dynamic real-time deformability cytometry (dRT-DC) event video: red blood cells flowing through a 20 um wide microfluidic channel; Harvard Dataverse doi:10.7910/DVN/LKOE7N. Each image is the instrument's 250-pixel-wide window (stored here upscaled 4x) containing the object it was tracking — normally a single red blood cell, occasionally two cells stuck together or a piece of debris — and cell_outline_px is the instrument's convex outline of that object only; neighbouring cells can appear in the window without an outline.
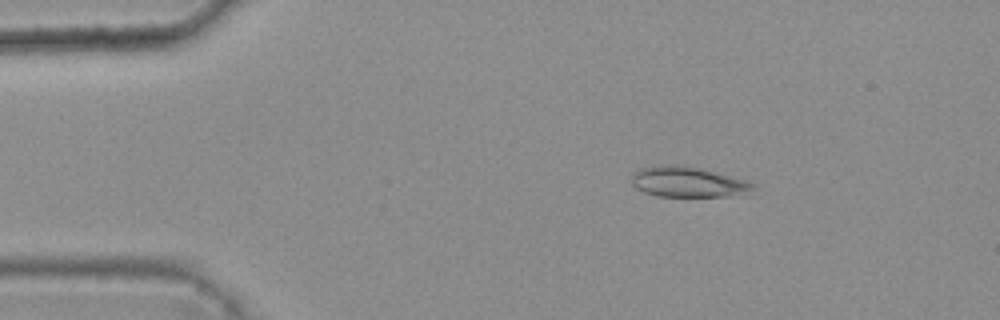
{"species": "common noctule bat (a hibernating species)", "species_latin": "Nyctalus noctula", "temperature_condition": "warm", "stored_images_in_passage": 46, "camera_frame_rate_fps": 3000, "um_per_image_px": 0.085, "animal": {"sex": "female", "body_mass_g": 25.1}, "frame": {"image": 1, "passage_image": 9, "time_ms": 2.667, "image_size_px": [1000, 320], "cell_outline_px": [[756, 184], [752, 188], [724, 196], [660, 196], [644, 192], [636, 188], [632, 184], [632, 172], [640, 168], [660, 164], [676, 164], [700, 168], [744, 180]], "centroid_in_image_um": [58.32, 15.43], "position_along_channel_um": 26.7, "area_um2": 20.98}}
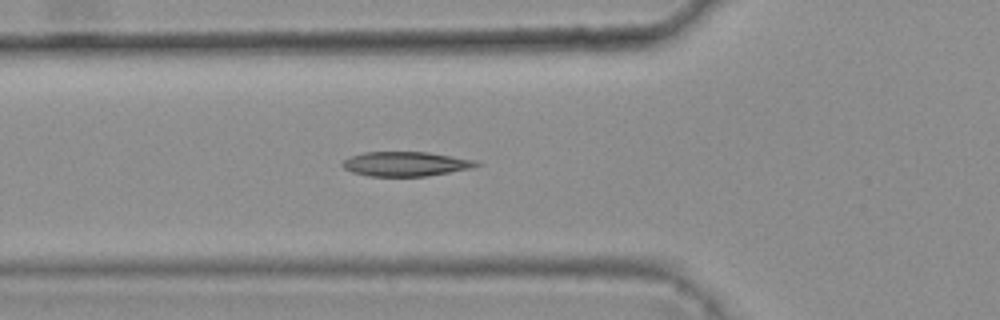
{"frame": {"image": 2, "passage_image": 19, "time_ms": 6.0, "image_size_px": [1000, 320], "cell_outline_px": [[480, 164], [472, 168], [428, 176], [368, 176], [352, 172], [344, 168], [340, 164], [348, 156], [364, 152], [428, 152], [476, 160]], "centroid_in_image_um": [34.45, 13.93], "position_along_channel_um": 91.3, "area_um2": 19.19}}
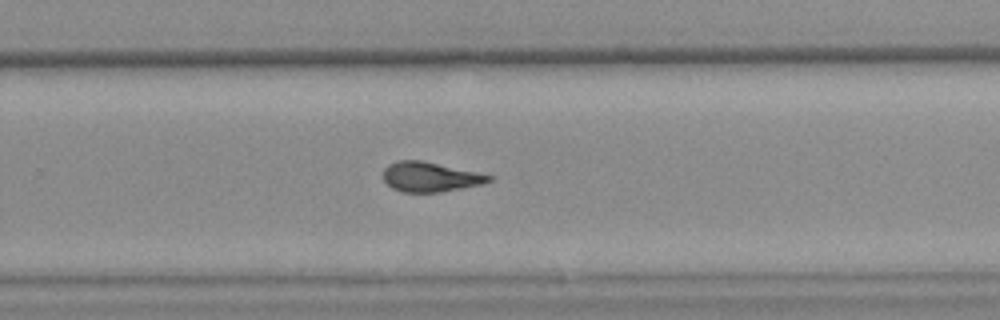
{"frame": {"image": 3, "passage_image": 35, "time_ms": 11.333, "image_size_px": [1000, 320], "cell_outline_px": [[496, 176], [492, 180], [480, 184], [440, 192], [404, 192], [392, 188], [384, 180], [384, 168], [388, 164], [396, 160], [420, 160]], "centroid_in_image_um": [36.55, 15.03], "position_along_channel_um": 293.2, "area_um2": 18.15}, "authors_computed_cell_mechanics": {"area_um2": 19.074, "velocity_mm_per_s": 3.7836, "shape_relaxation_time_tau1_ms": 6.515, "shape_relaxation_time_tau2_ms": 2.158, "deformation_change_tau1": 0.1873, "deformation_change_tau2": 0.0956}}